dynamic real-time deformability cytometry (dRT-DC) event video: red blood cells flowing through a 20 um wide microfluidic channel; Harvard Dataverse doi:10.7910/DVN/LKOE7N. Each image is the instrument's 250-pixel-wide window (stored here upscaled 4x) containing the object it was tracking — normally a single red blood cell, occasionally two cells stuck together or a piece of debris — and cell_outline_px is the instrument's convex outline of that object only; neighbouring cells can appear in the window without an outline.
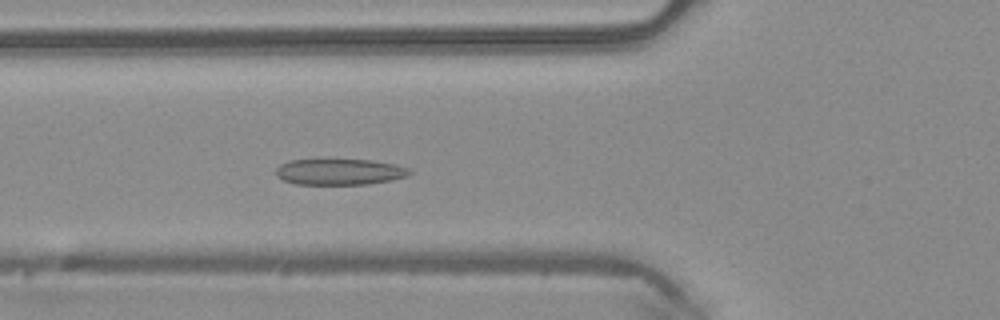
{"species": "common noctule bat (a hibernating species)", "species_latin": "Nyctalus noctula", "temperature_condition": "warm", "stored_images_in_passage": 48, "camera_frame_rate_fps": 3000, "um_per_image_px": 0.085, "animal": {"sex": "male", "body_mass_g": 20.4}, "frame": {"image": 1, "passage_image": 17, "time_ms": 5.333, "image_size_px": [1000, 320], "cell_outline_px": [[412, 172], [408, 176], [392, 180], [368, 184], [296, 184], [284, 180], [276, 176], [272, 172], [280, 164], [288, 160], [372, 160], [396, 164], [408, 168]], "centroid_in_image_um": [28.85, 14.6], "position_along_channel_um": 97.0, "area_um2": 20.4}}
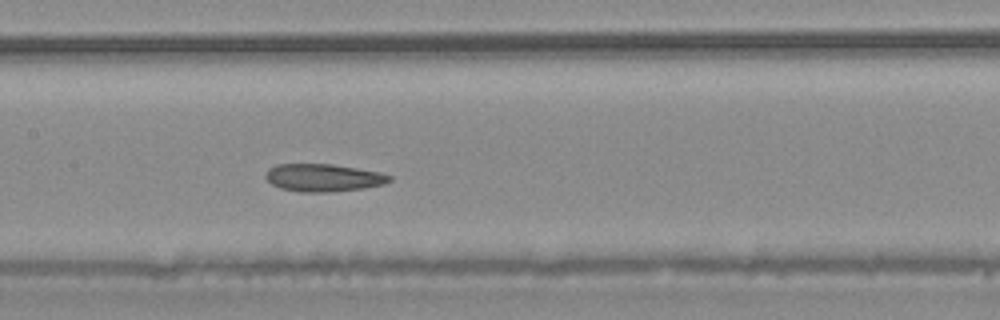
{"frame": {"image": 2, "passage_image": 23, "time_ms": 7.333, "image_size_px": [1000, 320], "cell_outline_px": [[392, 180], [384, 184], [364, 188], [332, 192], [300, 192], [280, 188], [272, 184], [264, 176], [268, 168], [276, 164], [332, 164], [380, 172], [392, 176]], "centroid_in_image_um": [27.48, 15.1], "position_along_channel_um": 179.9, "area_um2": 20.06}}
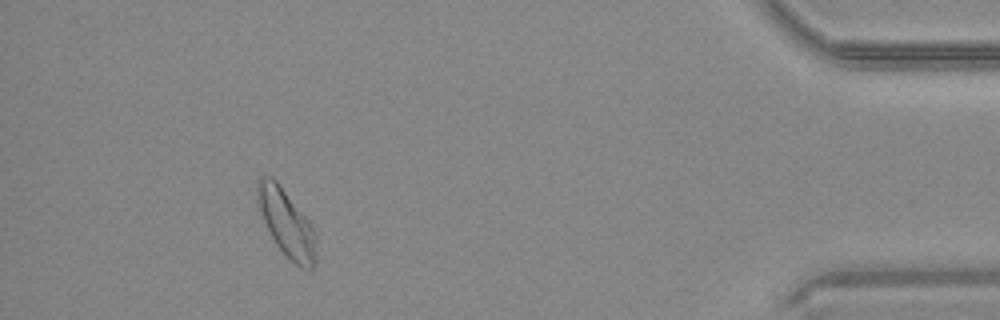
{"frame": {"image": 3, "passage_image": 44, "time_ms": 14.333, "image_size_px": [1000, 320], "cell_outline_px": [[316, 260], [312, 272], [300, 268], [276, 244], [260, 212], [256, 200], [256, 180], [260, 176], [272, 176], [280, 184], [308, 220], [316, 232]], "centroid_in_image_um": [24.36, 18.94], "position_along_channel_um": 410.8, "area_um2": 23.06}, "authors_computed_cell_mechanics": {"area_um2": 21.2993, "velocity_mm_per_s": 4.1309, "shape_relaxation_time_tau1_ms": 9.0334, "shape_relaxation_time_tau2_ms": 3.4945, "deformation_change_tau1": 0.1537, "deformation_change_tau2": 0.0865}}